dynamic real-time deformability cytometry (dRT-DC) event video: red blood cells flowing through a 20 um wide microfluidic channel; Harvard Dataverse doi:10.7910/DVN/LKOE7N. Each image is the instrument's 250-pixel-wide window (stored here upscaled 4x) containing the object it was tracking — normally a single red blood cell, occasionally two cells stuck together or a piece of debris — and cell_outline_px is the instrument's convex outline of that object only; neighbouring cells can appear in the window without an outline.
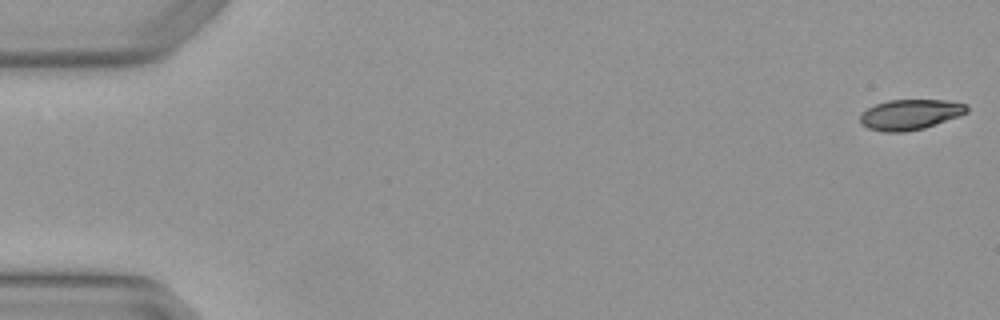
{"species": "Egyptian fruit bat (a non-hibernating species)", "species_latin": "Rousettus aegyptiacus", "temperature_condition": "warm", "stored_images_in_passage": 5, "camera_frame_rate_fps": 3000, "um_per_image_px": 0.085, "animal": {"sex": "female"}, "frame": {"image": 1, "passage_image": 1, "time_ms": 0.0, "image_size_px": [1000, 320], "cell_outline_px": [[968, 112], [924, 128], [904, 132], [884, 132], [868, 128], [860, 124], [860, 112], [876, 104], [888, 100], [944, 100], [968, 104]], "centroid_in_image_um": [77.32, 9.73], "position_along_channel_um": 7.7, "area_um2": 18.84}}